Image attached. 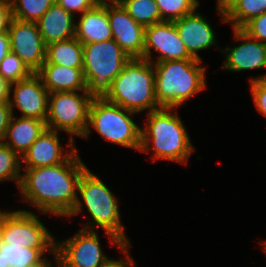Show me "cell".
Returning <instances> with one entry per match:
<instances>
[{
	"label": "cell",
	"instance_id": "e575fe53",
	"mask_svg": "<svg viewBox=\"0 0 266 267\" xmlns=\"http://www.w3.org/2000/svg\"><path fill=\"white\" fill-rule=\"evenodd\" d=\"M11 84L0 75V102H9Z\"/></svg>",
	"mask_w": 266,
	"mask_h": 267
},
{
	"label": "cell",
	"instance_id": "8992f818",
	"mask_svg": "<svg viewBox=\"0 0 266 267\" xmlns=\"http://www.w3.org/2000/svg\"><path fill=\"white\" fill-rule=\"evenodd\" d=\"M77 190L94 223L108 233L123 253H128L130 242L123 231L117 199L107 186L87 168L82 173Z\"/></svg>",
	"mask_w": 266,
	"mask_h": 267
},
{
	"label": "cell",
	"instance_id": "1f68e13d",
	"mask_svg": "<svg viewBox=\"0 0 266 267\" xmlns=\"http://www.w3.org/2000/svg\"><path fill=\"white\" fill-rule=\"evenodd\" d=\"M100 0H56V3L63 7L71 15L73 12L84 13L93 8Z\"/></svg>",
	"mask_w": 266,
	"mask_h": 267
},
{
	"label": "cell",
	"instance_id": "74e56055",
	"mask_svg": "<svg viewBox=\"0 0 266 267\" xmlns=\"http://www.w3.org/2000/svg\"><path fill=\"white\" fill-rule=\"evenodd\" d=\"M31 267H52V266L50 262H48L46 259H43L41 262Z\"/></svg>",
	"mask_w": 266,
	"mask_h": 267
},
{
	"label": "cell",
	"instance_id": "3957f363",
	"mask_svg": "<svg viewBox=\"0 0 266 267\" xmlns=\"http://www.w3.org/2000/svg\"><path fill=\"white\" fill-rule=\"evenodd\" d=\"M173 108L161 107L148 113L147 127L141 131V151L147 152L153 145L155 159H166L183 163L194 150L183 122ZM171 110V111H170ZM170 112V113H168ZM149 142V143H148Z\"/></svg>",
	"mask_w": 266,
	"mask_h": 267
},
{
	"label": "cell",
	"instance_id": "cb8c5ba5",
	"mask_svg": "<svg viewBox=\"0 0 266 267\" xmlns=\"http://www.w3.org/2000/svg\"><path fill=\"white\" fill-rule=\"evenodd\" d=\"M48 250H51L52 253L55 251V249H33L0 242V252L10 267L34 266L44 259L42 255Z\"/></svg>",
	"mask_w": 266,
	"mask_h": 267
},
{
	"label": "cell",
	"instance_id": "44dd1931",
	"mask_svg": "<svg viewBox=\"0 0 266 267\" xmlns=\"http://www.w3.org/2000/svg\"><path fill=\"white\" fill-rule=\"evenodd\" d=\"M45 130V121L28 117L16 120L12 115L4 138H8L11 142L4 143L19 156H23Z\"/></svg>",
	"mask_w": 266,
	"mask_h": 267
},
{
	"label": "cell",
	"instance_id": "5bb4252c",
	"mask_svg": "<svg viewBox=\"0 0 266 267\" xmlns=\"http://www.w3.org/2000/svg\"><path fill=\"white\" fill-rule=\"evenodd\" d=\"M14 85V101L9 100L12 115L15 105L23 113L22 117L46 121L49 92L44 87L41 78L33 73L28 78L11 84V87Z\"/></svg>",
	"mask_w": 266,
	"mask_h": 267
},
{
	"label": "cell",
	"instance_id": "4316f807",
	"mask_svg": "<svg viewBox=\"0 0 266 267\" xmlns=\"http://www.w3.org/2000/svg\"><path fill=\"white\" fill-rule=\"evenodd\" d=\"M163 21L174 22L196 11L198 0H155ZM195 10V11H194ZM167 15V16H166Z\"/></svg>",
	"mask_w": 266,
	"mask_h": 267
},
{
	"label": "cell",
	"instance_id": "484cf974",
	"mask_svg": "<svg viewBox=\"0 0 266 267\" xmlns=\"http://www.w3.org/2000/svg\"><path fill=\"white\" fill-rule=\"evenodd\" d=\"M56 0H10L12 18L36 23Z\"/></svg>",
	"mask_w": 266,
	"mask_h": 267
},
{
	"label": "cell",
	"instance_id": "277c9868",
	"mask_svg": "<svg viewBox=\"0 0 266 267\" xmlns=\"http://www.w3.org/2000/svg\"><path fill=\"white\" fill-rule=\"evenodd\" d=\"M201 60L182 59L156 62L155 94L160 107L174 108L206 88Z\"/></svg>",
	"mask_w": 266,
	"mask_h": 267
},
{
	"label": "cell",
	"instance_id": "f546056e",
	"mask_svg": "<svg viewBox=\"0 0 266 267\" xmlns=\"http://www.w3.org/2000/svg\"><path fill=\"white\" fill-rule=\"evenodd\" d=\"M242 30L252 39L266 44V12L250 20Z\"/></svg>",
	"mask_w": 266,
	"mask_h": 267
},
{
	"label": "cell",
	"instance_id": "83f0119b",
	"mask_svg": "<svg viewBox=\"0 0 266 267\" xmlns=\"http://www.w3.org/2000/svg\"><path fill=\"white\" fill-rule=\"evenodd\" d=\"M32 74L27 65L12 51H9L0 62V75L10 84L26 79Z\"/></svg>",
	"mask_w": 266,
	"mask_h": 267
},
{
	"label": "cell",
	"instance_id": "60d3db41",
	"mask_svg": "<svg viewBox=\"0 0 266 267\" xmlns=\"http://www.w3.org/2000/svg\"><path fill=\"white\" fill-rule=\"evenodd\" d=\"M253 80H266V74H264L263 76H259L256 79H250V81H253Z\"/></svg>",
	"mask_w": 266,
	"mask_h": 267
},
{
	"label": "cell",
	"instance_id": "8d00e7d4",
	"mask_svg": "<svg viewBox=\"0 0 266 267\" xmlns=\"http://www.w3.org/2000/svg\"><path fill=\"white\" fill-rule=\"evenodd\" d=\"M128 254H126V257L128 258V262L127 260H119V261H116V260H112V259H109L102 267H133L134 265V262H133V259L129 257V255L127 256Z\"/></svg>",
	"mask_w": 266,
	"mask_h": 267
},
{
	"label": "cell",
	"instance_id": "4fadbf2b",
	"mask_svg": "<svg viewBox=\"0 0 266 267\" xmlns=\"http://www.w3.org/2000/svg\"><path fill=\"white\" fill-rule=\"evenodd\" d=\"M112 39L131 57L144 55L145 28L138 24L120 3L107 2Z\"/></svg>",
	"mask_w": 266,
	"mask_h": 267
},
{
	"label": "cell",
	"instance_id": "ac0fdd59",
	"mask_svg": "<svg viewBox=\"0 0 266 267\" xmlns=\"http://www.w3.org/2000/svg\"><path fill=\"white\" fill-rule=\"evenodd\" d=\"M75 38L81 44L112 39L107 1H100L93 8L82 13L78 24L75 25Z\"/></svg>",
	"mask_w": 266,
	"mask_h": 267
},
{
	"label": "cell",
	"instance_id": "6da1fadb",
	"mask_svg": "<svg viewBox=\"0 0 266 267\" xmlns=\"http://www.w3.org/2000/svg\"><path fill=\"white\" fill-rule=\"evenodd\" d=\"M86 169L75 150L61 164L25 169L18 187L25 201L39 211L73 216L82 211L76 189Z\"/></svg>",
	"mask_w": 266,
	"mask_h": 267
},
{
	"label": "cell",
	"instance_id": "b9f144b4",
	"mask_svg": "<svg viewBox=\"0 0 266 267\" xmlns=\"http://www.w3.org/2000/svg\"><path fill=\"white\" fill-rule=\"evenodd\" d=\"M54 253V256H56L55 258V260L57 261L56 263H57V266L58 267H61L60 265H59V258H58V254H57V252H56V250L53 252Z\"/></svg>",
	"mask_w": 266,
	"mask_h": 267
},
{
	"label": "cell",
	"instance_id": "ab89813d",
	"mask_svg": "<svg viewBox=\"0 0 266 267\" xmlns=\"http://www.w3.org/2000/svg\"><path fill=\"white\" fill-rule=\"evenodd\" d=\"M232 0H218L217 3L224 9Z\"/></svg>",
	"mask_w": 266,
	"mask_h": 267
},
{
	"label": "cell",
	"instance_id": "30bf717a",
	"mask_svg": "<svg viewBox=\"0 0 266 267\" xmlns=\"http://www.w3.org/2000/svg\"><path fill=\"white\" fill-rule=\"evenodd\" d=\"M92 226L82 228L62 243H56L55 250L61 267H102L109 260L102 253L98 235Z\"/></svg>",
	"mask_w": 266,
	"mask_h": 267
},
{
	"label": "cell",
	"instance_id": "52a82bcc",
	"mask_svg": "<svg viewBox=\"0 0 266 267\" xmlns=\"http://www.w3.org/2000/svg\"><path fill=\"white\" fill-rule=\"evenodd\" d=\"M127 113V114H125ZM135 112L104 99H92L89 107L90 124L105 140L140 151L141 131L129 117Z\"/></svg>",
	"mask_w": 266,
	"mask_h": 267
},
{
	"label": "cell",
	"instance_id": "9a60e30c",
	"mask_svg": "<svg viewBox=\"0 0 266 267\" xmlns=\"http://www.w3.org/2000/svg\"><path fill=\"white\" fill-rule=\"evenodd\" d=\"M235 38L244 40L241 45L230 48L227 47L226 61L224 66L230 71H243L266 67V44L259 40L252 39L242 29L235 28ZM253 40V41H252Z\"/></svg>",
	"mask_w": 266,
	"mask_h": 267
},
{
	"label": "cell",
	"instance_id": "f35d334b",
	"mask_svg": "<svg viewBox=\"0 0 266 267\" xmlns=\"http://www.w3.org/2000/svg\"><path fill=\"white\" fill-rule=\"evenodd\" d=\"M0 267H10L9 263H6L5 259L3 258L2 252H0Z\"/></svg>",
	"mask_w": 266,
	"mask_h": 267
},
{
	"label": "cell",
	"instance_id": "e0dca14e",
	"mask_svg": "<svg viewBox=\"0 0 266 267\" xmlns=\"http://www.w3.org/2000/svg\"><path fill=\"white\" fill-rule=\"evenodd\" d=\"M181 40L188 53L195 59L201 60L197 52L216 44L213 29L199 13H191L174 21Z\"/></svg>",
	"mask_w": 266,
	"mask_h": 267
},
{
	"label": "cell",
	"instance_id": "7a4b0ae2",
	"mask_svg": "<svg viewBox=\"0 0 266 267\" xmlns=\"http://www.w3.org/2000/svg\"><path fill=\"white\" fill-rule=\"evenodd\" d=\"M153 63L143 58H131L113 80L105 99L135 113L160 109L155 94Z\"/></svg>",
	"mask_w": 266,
	"mask_h": 267
},
{
	"label": "cell",
	"instance_id": "d4e9b609",
	"mask_svg": "<svg viewBox=\"0 0 266 267\" xmlns=\"http://www.w3.org/2000/svg\"><path fill=\"white\" fill-rule=\"evenodd\" d=\"M119 3L144 28L162 22L155 0H122Z\"/></svg>",
	"mask_w": 266,
	"mask_h": 267
},
{
	"label": "cell",
	"instance_id": "836d02e7",
	"mask_svg": "<svg viewBox=\"0 0 266 267\" xmlns=\"http://www.w3.org/2000/svg\"><path fill=\"white\" fill-rule=\"evenodd\" d=\"M12 19L10 0H0V33L7 32Z\"/></svg>",
	"mask_w": 266,
	"mask_h": 267
},
{
	"label": "cell",
	"instance_id": "d6986e66",
	"mask_svg": "<svg viewBox=\"0 0 266 267\" xmlns=\"http://www.w3.org/2000/svg\"><path fill=\"white\" fill-rule=\"evenodd\" d=\"M36 74L49 93L86 91L83 68L43 63Z\"/></svg>",
	"mask_w": 266,
	"mask_h": 267
},
{
	"label": "cell",
	"instance_id": "7c38bea8",
	"mask_svg": "<svg viewBox=\"0 0 266 267\" xmlns=\"http://www.w3.org/2000/svg\"><path fill=\"white\" fill-rule=\"evenodd\" d=\"M151 48L158 51L157 62L169 60L195 59L187 51L174 22L163 21L145 27L143 59L151 62Z\"/></svg>",
	"mask_w": 266,
	"mask_h": 267
},
{
	"label": "cell",
	"instance_id": "4dcf8cb0",
	"mask_svg": "<svg viewBox=\"0 0 266 267\" xmlns=\"http://www.w3.org/2000/svg\"><path fill=\"white\" fill-rule=\"evenodd\" d=\"M250 87L258 111L266 117V80H253Z\"/></svg>",
	"mask_w": 266,
	"mask_h": 267
},
{
	"label": "cell",
	"instance_id": "2e32d148",
	"mask_svg": "<svg viewBox=\"0 0 266 267\" xmlns=\"http://www.w3.org/2000/svg\"><path fill=\"white\" fill-rule=\"evenodd\" d=\"M58 131L47 129L36 139L26 153L21 156L26 163L25 169L46 167L63 163L76 149L73 138H70L71 151L63 155L62 146L59 143Z\"/></svg>",
	"mask_w": 266,
	"mask_h": 267
},
{
	"label": "cell",
	"instance_id": "7bdbcfd3",
	"mask_svg": "<svg viewBox=\"0 0 266 267\" xmlns=\"http://www.w3.org/2000/svg\"><path fill=\"white\" fill-rule=\"evenodd\" d=\"M100 1H105L106 2V0H100ZM108 1H111V3H119L122 0H108Z\"/></svg>",
	"mask_w": 266,
	"mask_h": 267
},
{
	"label": "cell",
	"instance_id": "ba28073f",
	"mask_svg": "<svg viewBox=\"0 0 266 267\" xmlns=\"http://www.w3.org/2000/svg\"><path fill=\"white\" fill-rule=\"evenodd\" d=\"M92 97L83 91L82 95L72 92L49 93L46 128L64 130L72 135L88 138L89 107Z\"/></svg>",
	"mask_w": 266,
	"mask_h": 267
},
{
	"label": "cell",
	"instance_id": "d6a6232c",
	"mask_svg": "<svg viewBox=\"0 0 266 267\" xmlns=\"http://www.w3.org/2000/svg\"><path fill=\"white\" fill-rule=\"evenodd\" d=\"M12 117L9 102H0V142H3L8 124Z\"/></svg>",
	"mask_w": 266,
	"mask_h": 267
},
{
	"label": "cell",
	"instance_id": "7402d4cb",
	"mask_svg": "<svg viewBox=\"0 0 266 267\" xmlns=\"http://www.w3.org/2000/svg\"><path fill=\"white\" fill-rule=\"evenodd\" d=\"M224 22L242 29L250 20L266 12V0H232L224 9L218 4Z\"/></svg>",
	"mask_w": 266,
	"mask_h": 267
},
{
	"label": "cell",
	"instance_id": "f1b7e54d",
	"mask_svg": "<svg viewBox=\"0 0 266 267\" xmlns=\"http://www.w3.org/2000/svg\"><path fill=\"white\" fill-rule=\"evenodd\" d=\"M20 157L4 142H0V181L13 179L17 181L19 186L21 178Z\"/></svg>",
	"mask_w": 266,
	"mask_h": 267
},
{
	"label": "cell",
	"instance_id": "ee69618b",
	"mask_svg": "<svg viewBox=\"0 0 266 267\" xmlns=\"http://www.w3.org/2000/svg\"><path fill=\"white\" fill-rule=\"evenodd\" d=\"M263 246H264V249H265V252H266V240H265V242L263 243Z\"/></svg>",
	"mask_w": 266,
	"mask_h": 267
},
{
	"label": "cell",
	"instance_id": "5b68a950",
	"mask_svg": "<svg viewBox=\"0 0 266 267\" xmlns=\"http://www.w3.org/2000/svg\"><path fill=\"white\" fill-rule=\"evenodd\" d=\"M82 45L86 91L93 99H104L131 57L113 39Z\"/></svg>",
	"mask_w": 266,
	"mask_h": 267
},
{
	"label": "cell",
	"instance_id": "8fae6325",
	"mask_svg": "<svg viewBox=\"0 0 266 267\" xmlns=\"http://www.w3.org/2000/svg\"><path fill=\"white\" fill-rule=\"evenodd\" d=\"M7 33L10 51L18 55L27 67L36 73L46 60V45L37 24L12 18Z\"/></svg>",
	"mask_w": 266,
	"mask_h": 267
},
{
	"label": "cell",
	"instance_id": "d590c367",
	"mask_svg": "<svg viewBox=\"0 0 266 267\" xmlns=\"http://www.w3.org/2000/svg\"><path fill=\"white\" fill-rule=\"evenodd\" d=\"M10 51L9 35L7 32L0 33V62Z\"/></svg>",
	"mask_w": 266,
	"mask_h": 267
},
{
	"label": "cell",
	"instance_id": "603a6c76",
	"mask_svg": "<svg viewBox=\"0 0 266 267\" xmlns=\"http://www.w3.org/2000/svg\"><path fill=\"white\" fill-rule=\"evenodd\" d=\"M44 63L83 68V45L75 38L46 45Z\"/></svg>",
	"mask_w": 266,
	"mask_h": 267
},
{
	"label": "cell",
	"instance_id": "9c48e42d",
	"mask_svg": "<svg viewBox=\"0 0 266 267\" xmlns=\"http://www.w3.org/2000/svg\"><path fill=\"white\" fill-rule=\"evenodd\" d=\"M0 242L30 247L55 249L56 242L35 214L21 210L0 211Z\"/></svg>",
	"mask_w": 266,
	"mask_h": 267
},
{
	"label": "cell",
	"instance_id": "ffe728a7",
	"mask_svg": "<svg viewBox=\"0 0 266 267\" xmlns=\"http://www.w3.org/2000/svg\"><path fill=\"white\" fill-rule=\"evenodd\" d=\"M45 45L75 37L74 15L57 3L36 22Z\"/></svg>",
	"mask_w": 266,
	"mask_h": 267
}]
</instances>
